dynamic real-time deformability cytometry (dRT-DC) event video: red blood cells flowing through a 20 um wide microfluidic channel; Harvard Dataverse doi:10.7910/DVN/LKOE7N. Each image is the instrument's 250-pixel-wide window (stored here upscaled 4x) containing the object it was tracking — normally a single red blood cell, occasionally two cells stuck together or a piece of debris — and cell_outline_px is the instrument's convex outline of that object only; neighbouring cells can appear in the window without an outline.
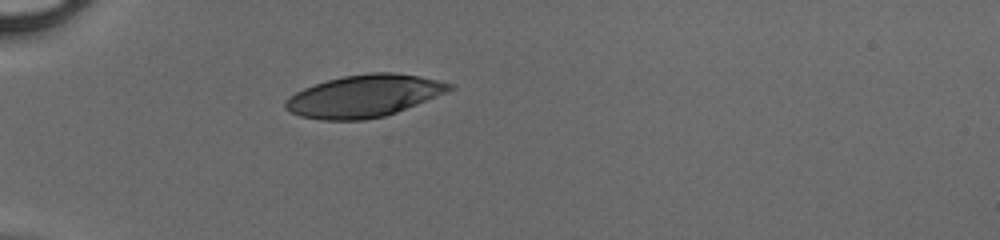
{"species": "human", "species_latin": "Homo sapiens", "temperature_condition": "cold", "stored_images_in_passage": 34, "camera_frame_rate_fps": 3000, "um_per_image_px": 0.085, "donor": {"sex": "male"}, "frame": {"image": 1, "passage_image": 1, "time_ms": 0.0, "image_size_px": [1000, 240], "cell_outline_px": [[456, 88], [396, 112], [384, 116], [364, 120], [320, 120], [300, 116], [284, 108], [284, 100], [288, 96], [304, 88], [328, 80], [344, 76], [368, 72], [392, 72], [420, 76], [452, 84]], "centroid_in_image_um": [30.91, 8.16], "position_along_channel_um": 54.1, "area_um2": 40.11}}
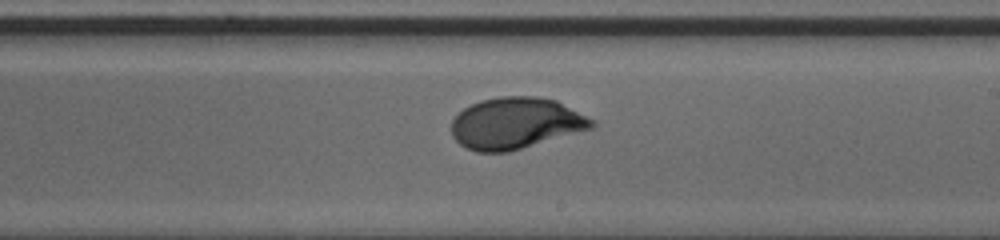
{"frame": {"image": 2, "passage_image": 16, "time_ms": 5.0, "image_size_px": [1000, 240], "cell_outline_px": [[596, 124], [592, 128], [508, 152], [476, 152], [460, 144], [452, 136], [452, 120], [464, 108], [480, 100], [500, 96], [536, 96], [556, 100], [596, 120]], "centroid_in_image_um": [43.85, 10.46], "position_along_channel_um": 245.2, "area_um2": 41.96}}
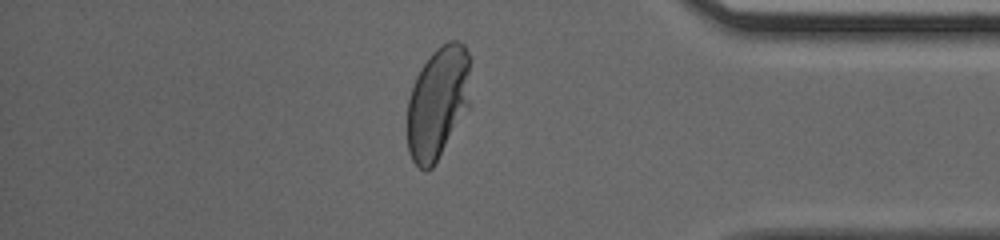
{"frame": {"image": 3, "passage_image": 28, "time_ms": 9.0, "image_size_px": [1000, 240], "cell_outline_px": [[472, 104], [432, 168], [428, 172], [424, 172], [412, 160], [408, 152], [408, 100], [416, 76], [420, 68], [432, 52], [436, 48], [448, 40], [460, 40], [464, 44], [472, 60]], "centroid_in_image_um": [37.29, 8.67], "position_along_channel_um": 397.9, "area_um2": 42.77}}